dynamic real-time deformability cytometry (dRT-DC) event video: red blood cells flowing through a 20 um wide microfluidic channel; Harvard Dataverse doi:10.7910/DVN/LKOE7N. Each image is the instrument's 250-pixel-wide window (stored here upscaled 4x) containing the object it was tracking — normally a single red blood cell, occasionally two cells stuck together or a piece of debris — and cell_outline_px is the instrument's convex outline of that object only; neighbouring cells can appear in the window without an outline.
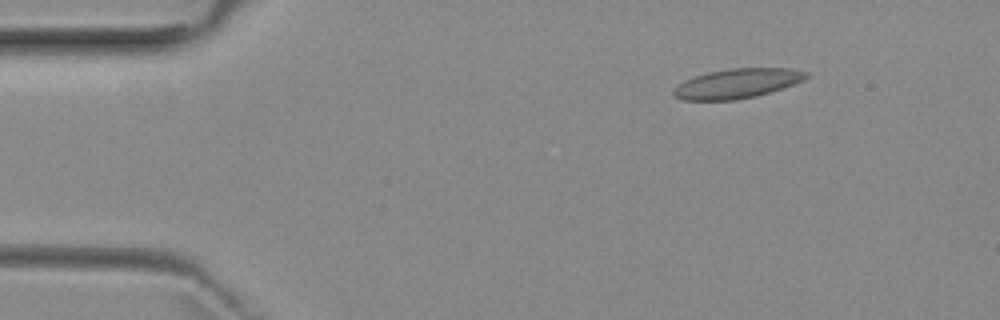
{"species": "common noctule bat (a hibernating species)", "species_latin": "Nyctalus noctula", "temperature_condition": "room temperature", "stored_images_in_passage": 5, "camera_frame_rate_fps": 3000, "um_per_image_px": 0.085, "animal": {"sex": "female", "body_mass_g": 29.2, "forearm_length_mm": 56.3}, "frame": {"image": 1, "passage_image": 1, "time_ms": 0.0, "image_size_px": [1000, 320], "cell_outline_px": [[808, 76], [804, 80], [756, 96], [736, 100], [684, 100], [676, 96], [672, 92], [684, 80], [708, 72], [728, 68], [792, 68], [808, 72]], "centroid_in_image_um": [62.67, 7.08], "position_along_channel_um": 22.3, "area_um2": 22.6}}
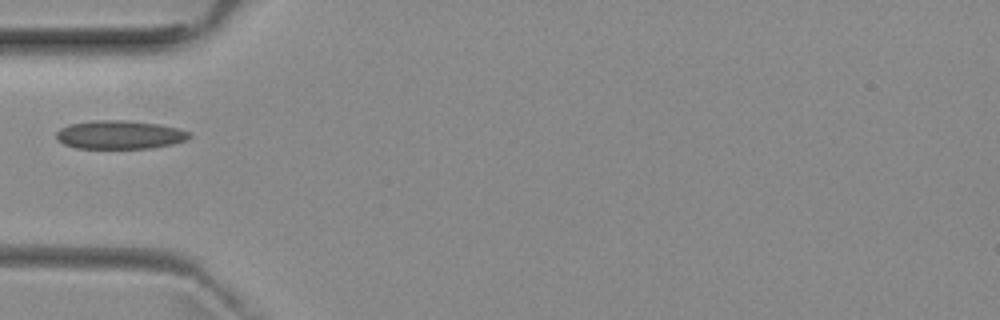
{"frame": {"image": 2, "passage_image": 4, "time_ms": 3.333, "image_size_px": [1000, 320], "cell_outline_px": [[192, 136], [188, 140], [172, 144], [148, 148], [76, 148], [64, 144], [56, 140], [56, 132], [60, 128], [68, 124], [92, 120], [128, 120], [156, 124], [176, 128], [188, 132]], "centroid_in_image_um": [10.13, 11.45], "position_along_channel_um": 74.9, "area_um2": 22.14}}
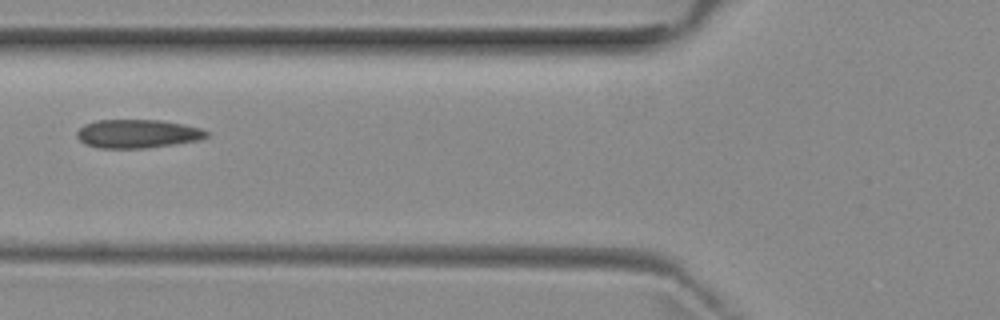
{"frame": {"image": 3, "passage_image": 5, "time_ms": 4.333, "image_size_px": [1000, 320], "cell_outline_px": [[208, 136], [200, 140], [148, 148], [100, 148], [84, 144], [76, 136], [76, 132], [84, 124], [96, 120], [160, 120], [184, 124], [200, 128], [208, 132]], "centroid_in_image_um": [11.68, 11.37], "position_along_channel_um": 114.1, "area_um2": 21.68}}